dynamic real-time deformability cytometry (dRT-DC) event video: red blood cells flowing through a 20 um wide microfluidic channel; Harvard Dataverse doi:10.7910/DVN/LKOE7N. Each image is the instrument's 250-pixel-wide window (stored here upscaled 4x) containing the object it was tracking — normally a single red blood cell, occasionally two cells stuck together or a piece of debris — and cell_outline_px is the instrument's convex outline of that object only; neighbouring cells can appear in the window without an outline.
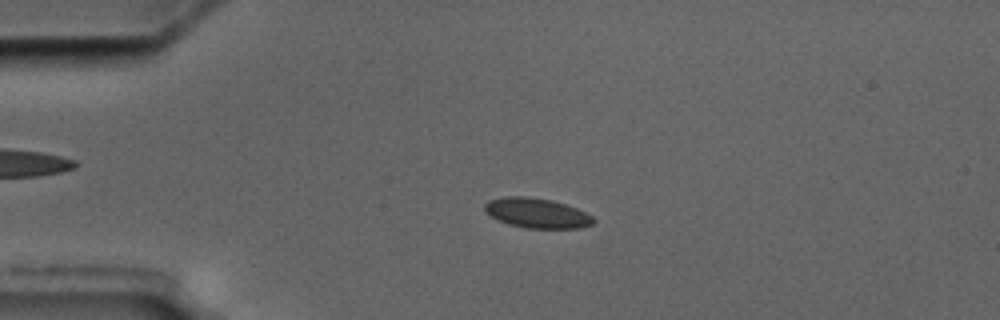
{"species": "common noctule bat (a hibernating species)", "species_latin": "Nyctalus noctula", "temperature_condition": "cold", "stored_images_in_passage": 3, "camera_frame_rate_fps": 3000, "um_per_image_px": 0.085, "animal": {"sex": "male", "body_mass_g": 17.5, "forearm_length_mm": 52.3}, "frame": {"image": 1, "passage_image": 2, "time_ms": 2.333, "image_size_px": [1000, 320], "cell_outline_px": [[596, 220], [592, 224], [580, 228], [524, 228], [508, 224], [496, 220], [484, 208], [484, 204], [488, 200], [504, 196], [524, 196], [552, 200], [576, 208], [592, 216]], "centroid_in_image_um": [45.61, 18.11], "position_along_channel_um": 39.4, "area_um2": 18.9}}